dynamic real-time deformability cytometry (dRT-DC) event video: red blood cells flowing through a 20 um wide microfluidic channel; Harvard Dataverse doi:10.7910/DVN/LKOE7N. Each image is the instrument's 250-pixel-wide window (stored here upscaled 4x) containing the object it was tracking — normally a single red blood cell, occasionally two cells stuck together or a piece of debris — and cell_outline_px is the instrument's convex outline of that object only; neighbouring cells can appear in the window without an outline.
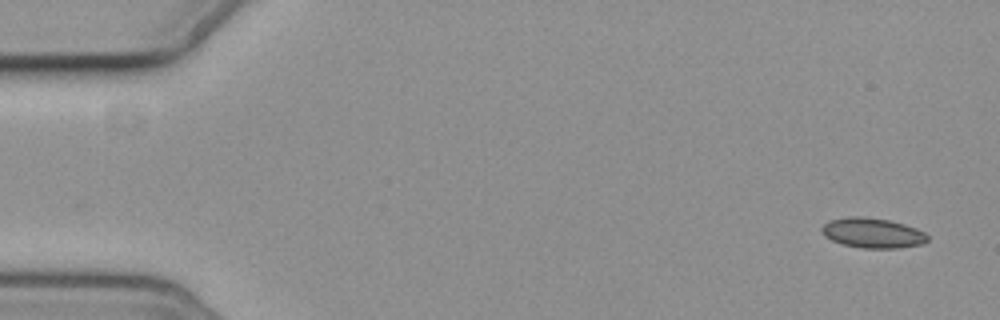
{"species": "common noctule bat (a hibernating species)", "species_latin": "Nyctalus noctula", "temperature_condition": "cold", "stored_images_in_passage": 10, "camera_frame_rate_fps": 3000, "um_per_image_px": 0.085, "animal": {"sex": "female", "body_mass_g": 19.3, "forearm_length_mm": 54.1}, "frame": {"image": 1, "passage_image": 1, "time_ms": 0.0, "image_size_px": [1000, 320], "cell_outline_px": [[928, 240], [924, 244], [896, 248], [864, 248], [844, 244], [832, 240], [824, 236], [820, 228], [824, 224], [832, 220], [848, 216], [860, 216], [888, 220], [904, 224], [916, 228], [924, 232], [928, 236]], "centroid_in_image_um": [74.18, 19.8], "position_along_channel_um": 10.8, "area_um2": 18.38}}
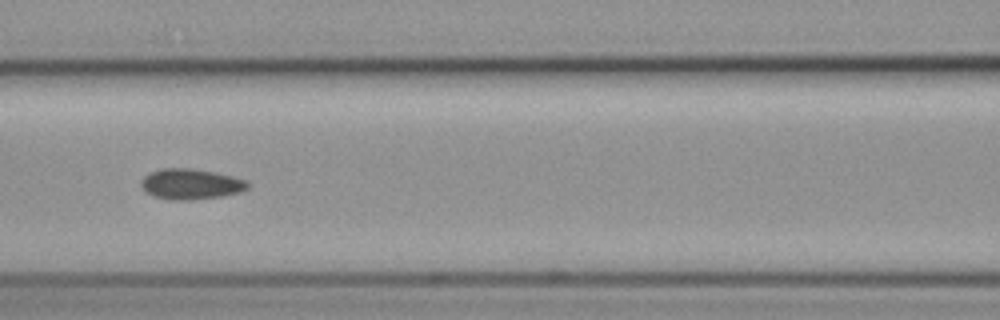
{"frame": {"image": 2, "passage_image": 7, "time_ms": 7.667, "image_size_px": [1000, 320], "cell_outline_px": [[252, 184], [248, 188], [240, 192], [224, 196], [192, 200], [168, 200], [152, 196], [144, 192], [140, 184], [140, 180], [144, 176], [160, 168], [192, 168], [216, 172], [248, 180]], "centroid_in_image_um": [16.23, 15.65], "position_along_channel_um": 150.4, "area_um2": 19.48}}
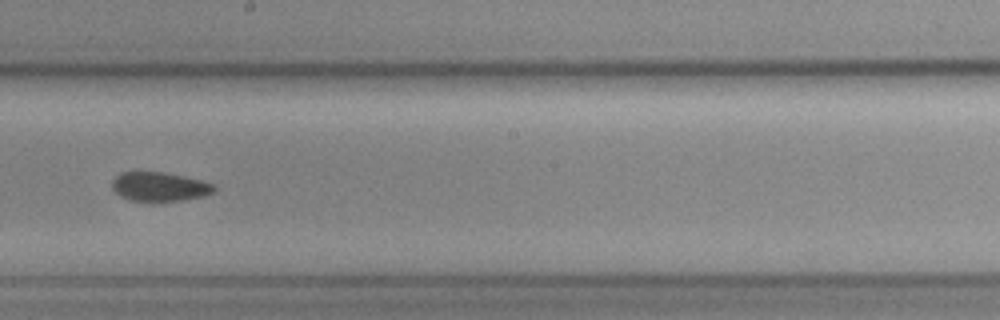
{"frame": {"image": 3, "passage_image": 9, "time_ms": 10.0, "image_size_px": [1000, 320], "cell_outline_px": [[216, 192], [204, 196], [184, 200], [152, 204], [128, 200], [120, 196], [112, 188], [112, 180], [120, 172], [136, 168], [140, 168], [164, 172], [184, 176], [200, 180], [212, 184], [216, 188]], "centroid_in_image_um": [13.48, 15.86], "position_along_channel_um": 234.7, "area_um2": 18.67}}